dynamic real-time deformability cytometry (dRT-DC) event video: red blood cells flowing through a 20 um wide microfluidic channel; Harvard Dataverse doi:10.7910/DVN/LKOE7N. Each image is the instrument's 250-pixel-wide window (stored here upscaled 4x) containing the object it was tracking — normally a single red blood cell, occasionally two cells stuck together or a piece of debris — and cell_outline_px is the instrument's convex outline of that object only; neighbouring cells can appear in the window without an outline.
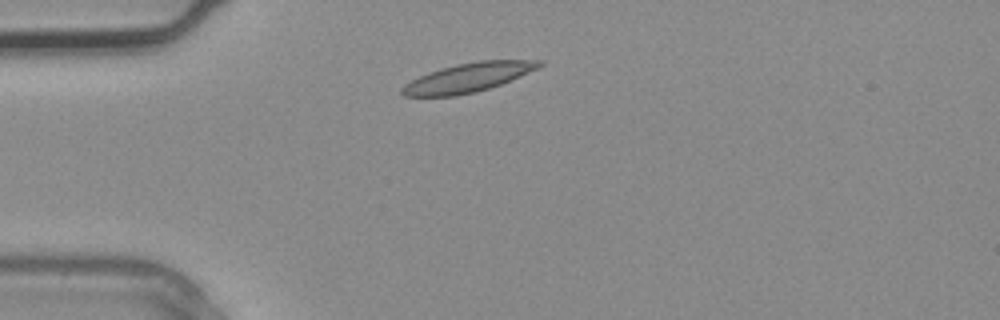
{"species": "common noctule bat (a hibernating species)", "species_latin": "Nyctalus noctula", "temperature_condition": "warm", "stored_images_in_passage": 2, "camera_frame_rate_fps": 3000, "um_per_image_px": 0.085, "animal": {"sex": "male", "body_mass_g": 20.4}, "frame": {"image": 1, "passage_image": 2, "time_ms": 0.333, "image_size_px": [1000, 320], "cell_outline_px": [[544, 64], [540, 68], [500, 84], [476, 92], [456, 96], [404, 96], [400, 92], [400, 88], [404, 84], [420, 76], [440, 68], [456, 64], [480, 60], [544, 60]], "centroid_in_image_um": [39.8, 6.59], "position_along_channel_um": 45.2, "area_um2": 23.24}}